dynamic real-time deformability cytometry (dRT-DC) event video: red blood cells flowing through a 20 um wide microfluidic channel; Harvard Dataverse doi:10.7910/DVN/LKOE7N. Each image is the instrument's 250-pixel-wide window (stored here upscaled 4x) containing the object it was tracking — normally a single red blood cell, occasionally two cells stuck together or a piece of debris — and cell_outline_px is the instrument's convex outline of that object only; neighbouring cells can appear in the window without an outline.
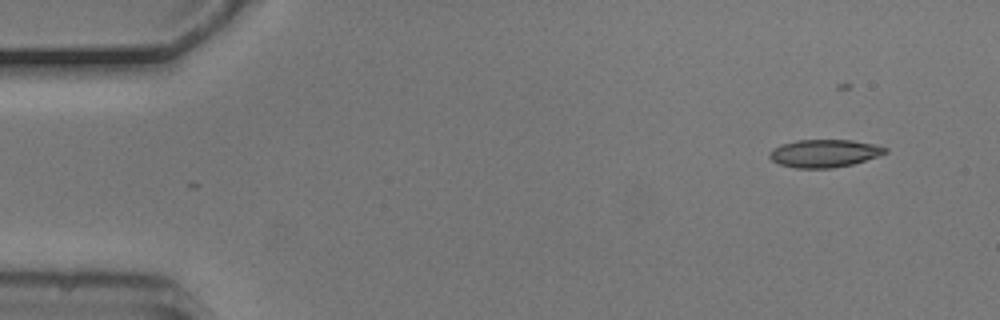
{"species": "common noctule bat (a hibernating species)", "species_latin": "Nyctalus noctula", "temperature_condition": "cold", "stored_images_in_passage": 5, "segment_of_instrument_passage": [2, 2], "camera_frame_rate_fps": 3000, "um_per_image_px": 0.085, "animal": {"sex": "male", "body_mass_g": 20.5, "forearm_length_mm": 52.5}, "frame": {"image": 1, "passage_image": 5, "time_ms": 1.333, "image_size_px": [1000, 320], "cell_outline_px": [[888, 152], [852, 164], [832, 168], [796, 168], [780, 164], [772, 160], [768, 156], [768, 152], [772, 148], [796, 140], [852, 140], [872, 144], [888, 148]], "centroid_in_image_um": [70.03, 13.03], "position_along_channel_um": 15.0, "area_um2": 18.55}}